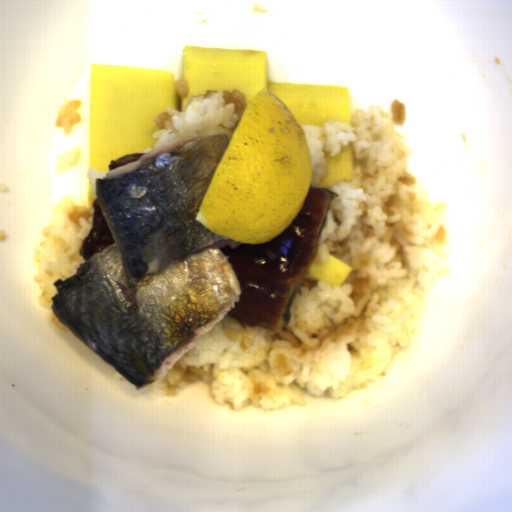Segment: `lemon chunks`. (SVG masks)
Listing matches in <instances>:
<instances>
[{"mask_svg": "<svg viewBox=\"0 0 512 512\" xmlns=\"http://www.w3.org/2000/svg\"><path fill=\"white\" fill-rule=\"evenodd\" d=\"M194 220L240 245L280 235L311 185L310 149L297 118L265 86L249 100Z\"/></svg>", "mask_w": 512, "mask_h": 512, "instance_id": "e0be4373", "label": "lemon chunks"}]
</instances>
